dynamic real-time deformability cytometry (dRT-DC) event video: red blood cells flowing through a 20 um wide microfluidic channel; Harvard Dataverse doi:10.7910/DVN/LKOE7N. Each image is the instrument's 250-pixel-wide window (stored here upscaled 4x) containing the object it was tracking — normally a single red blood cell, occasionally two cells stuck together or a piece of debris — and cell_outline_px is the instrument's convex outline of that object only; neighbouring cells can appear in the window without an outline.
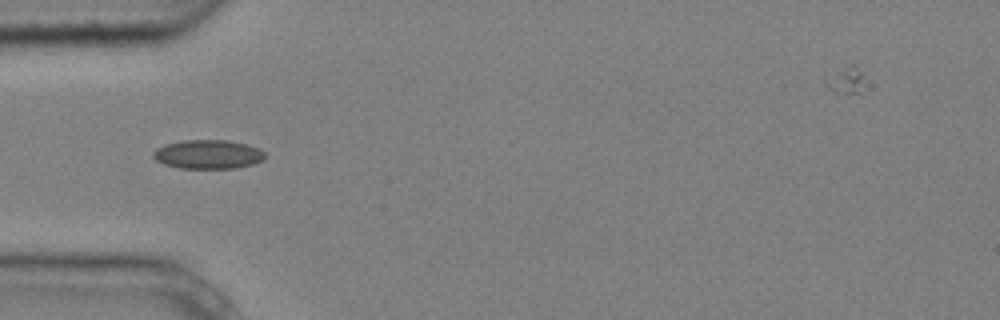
{"species": "common noctule bat (a hibernating species)", "species_latin": "Nyctalus noctula", "temperature_condition": "cold", "stored_images_in_passage": 7, "camera_frame_rate_fps": 3000, "um_per_image_px": 0.085, "animal": {"sex": "male", "body_mass_g": 20.4}, "frame": {"image": 1, "passage_image": 5, "time_ms": 1.333, "image_size_px": [1000, 320], "cell_outline_px": [[264, 160], [252, 164], [236, 168], [180, 168], [164, 164], [156, 160], [152, 156], [152, 152], [156, 148], [168, 144], [184, 140], [228, 140], [248, 144], [260, 148], [264, 152]], "centroid_in_image_um": [17.7, 13.11], "position_along_channel_um": 67.3, "area_um2": 18.9}}
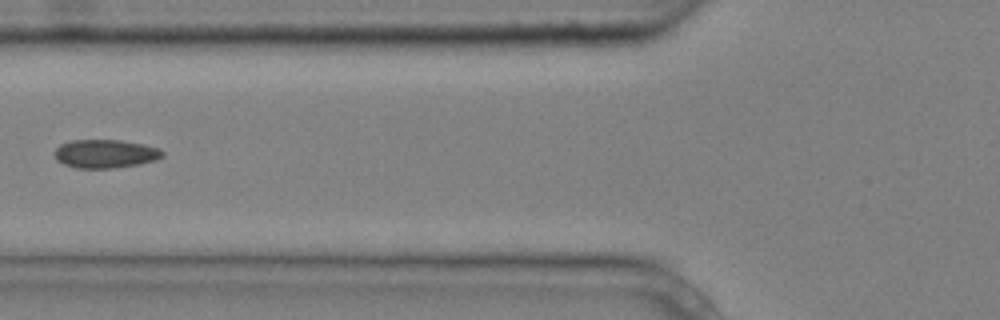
{"frame": {"image": 2, "passage_image": 6, "time_ms": 1.667, "image_size_px": [1000, 320], "cell_outline_px": [[164, 156], [156, 160], [140, 164], [116, 168], [76, 168], [64, 164], [56, 160], [56, 148], [60, 144], [72, 140], [120, 140], [144, 144], [160, 148], [164, 152]], "centroid_in_image_um": [8.99, 13.07], "position_along_channel_um": 116.8, "area_um2": 18.03}}